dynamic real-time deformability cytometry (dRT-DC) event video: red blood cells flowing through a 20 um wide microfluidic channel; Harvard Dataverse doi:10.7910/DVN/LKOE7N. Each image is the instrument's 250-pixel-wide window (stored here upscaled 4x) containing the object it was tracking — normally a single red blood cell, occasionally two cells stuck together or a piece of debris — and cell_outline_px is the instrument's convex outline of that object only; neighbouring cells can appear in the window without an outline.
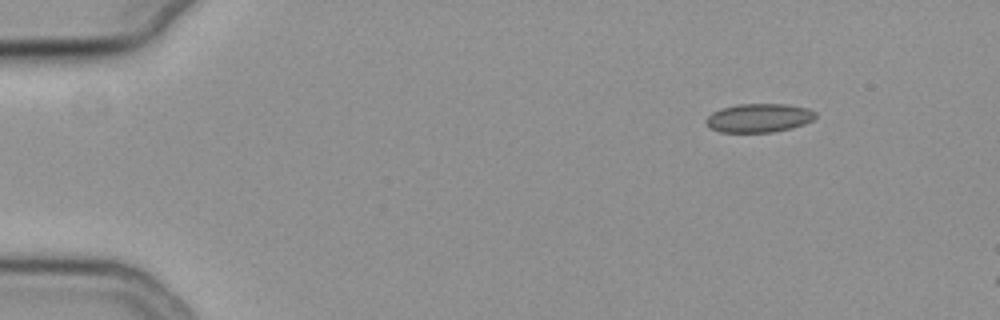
{"species": "common noctule bat (a hibernating species)", "species_latin": "Nyctalus noctula", "temperature_condition": "cold", "stored_images_in_passage": 51, "segment_of_instrument_passage": [1, 2], "camera_frame_rate_fps": 3000, "um_per_image_px": 0.085, "animal": {"sex": "female", "body_mass_g": 19.3, "forearm_length_mm": 54.1}, "frame": {"image": 1, "passage_image": 1, "time_ms": 0.0, "image_size_px": [1000, 320], "cell_outline_px": [[816, 116], [812, 120], [804, 124], [772, 132], [720, 132], [708, 128], [704, 120], [712, 112], [720, 108], [736, 104], [784, 104], [808, 108], [816, 112]], "centroid_in_image_um": [64.45, 10.02], "position_along_channel_um": 20.5, "area_um2": 18.38}}
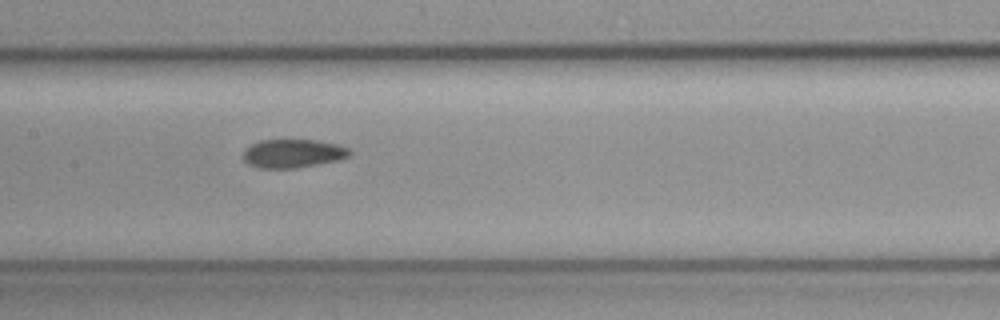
{"frame": {"image": 2, "passage_image": 22, "time_ms": 7.0, "image_size_px": [1000, 320], "cell_outline_px": [[352, 152], [348, 156], [336, 160], [296, 168], [260, 168], [248, 164], [244, 160], [244, 152], [252, 144], [260, 140], [316, 140], [336, 144], [348, 148]], "centroid_in_image_um": [24.89, 13.04], "position_along_channel_um": 182.5, "area_um2": 17.4}}
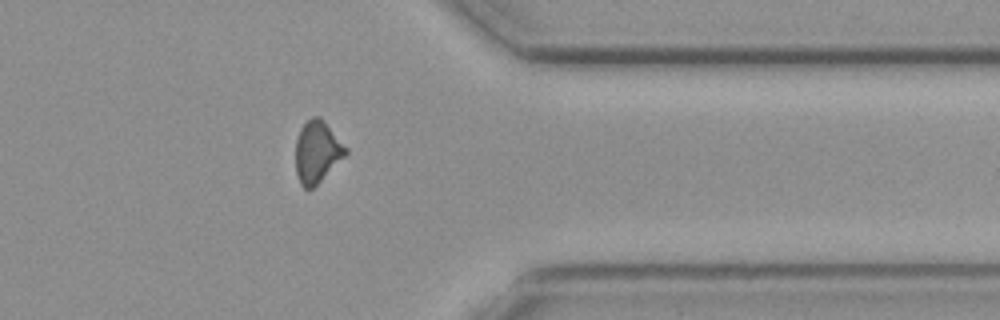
{"frame": {"image": 3, "passage_image": 39, "time_ms": 12.667, "image_size_px": [1000, 320], "cell_outline_px": [[348, 152], [312, 188], [304, 188], [300, 184], [296, 172], [296, 140], [300, 128], [312, 116], [320, 116], [324, 120], [348, 148]], "centroid_in_image_um": [26.95, 12.86], "position_along_channel_um": 384.5, "area_um2": 17.8}}